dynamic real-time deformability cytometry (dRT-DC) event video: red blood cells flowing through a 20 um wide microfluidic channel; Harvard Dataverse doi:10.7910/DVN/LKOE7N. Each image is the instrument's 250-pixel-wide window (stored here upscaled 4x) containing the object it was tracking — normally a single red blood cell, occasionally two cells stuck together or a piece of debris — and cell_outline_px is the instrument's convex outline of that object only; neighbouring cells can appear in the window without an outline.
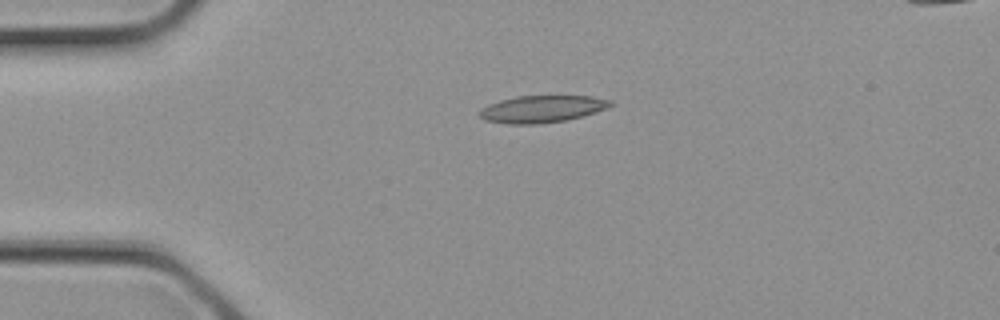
{"species": "common noctule bat (a hibernating species)", "species_latin": "Nyctalus noctula", "temperature_condition": "cold", "stored_images_in_passage": 1, "camera_frame_rate_fps": 3000, "um_per_image_px": 0.085, "animal": {"sex": "female", "body_mass_g": 21.9}, "frame": {"image": 1, "passage_image": 1, "time_ms": 0.0, "image_size_px": [1000, 320], "cell_outline_px": [[612, 104], [608, 108], [596, 112], [564, 120], [540, 124], [508, 124], [484, 120], [476, 112], [480, 108], [488, 104], [500, 100], [516, 96], [592, 96], [612, 100]], "centroid_in_image_um": [46.02, 9.26], "position_along_channel_um": 39.0, "area_um2": 20.75}}